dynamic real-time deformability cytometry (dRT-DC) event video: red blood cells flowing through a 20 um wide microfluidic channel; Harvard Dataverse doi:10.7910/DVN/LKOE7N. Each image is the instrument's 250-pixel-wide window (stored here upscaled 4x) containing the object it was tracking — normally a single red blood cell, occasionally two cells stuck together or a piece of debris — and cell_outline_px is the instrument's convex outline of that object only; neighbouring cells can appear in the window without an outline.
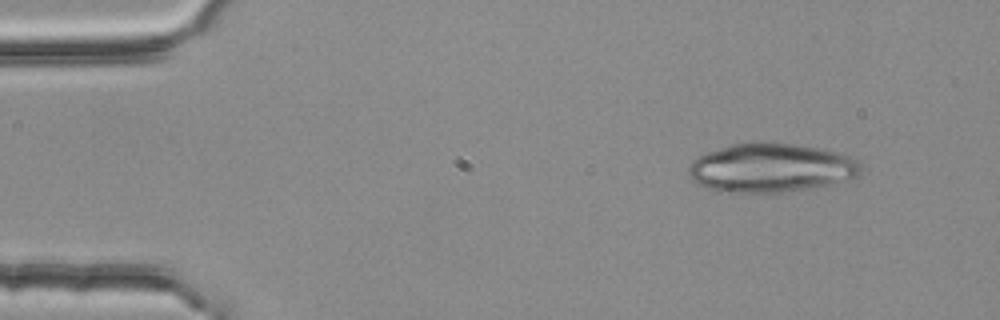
{"species": "common noctule bat (a hibernating species)", "species_latin": "Nyctalus noctula", "temperature_condition": "room temperature", "stored_images_in_passage": 3, "camera_frame_rate_fps": 3000, "um_per_image_px": 0.085, "animal": {"sex": "female", "body_mass_g": 25.1}, "frame": {"image": 1, "passage_image": 1, "time_ms": 0.0, "image_size_px": [1000, 320], "cell_outline_px": [[860, 172], [856, 176], [828, 184], [812, 188], [784, 192], [720, 192], [704, 188], [696, 184], [688, 176], [688, 164], [692, 160], [708, 152], [732, 144], [752, 140], [764, 140], [792, 144], [816, 148], [836, 152], [848, 156], [856, 160], [860, 164]], "centroid_in_image_um": [65.43, 14.25], "position_along_channel_um": 19.6, "area_um2": 49.36}}